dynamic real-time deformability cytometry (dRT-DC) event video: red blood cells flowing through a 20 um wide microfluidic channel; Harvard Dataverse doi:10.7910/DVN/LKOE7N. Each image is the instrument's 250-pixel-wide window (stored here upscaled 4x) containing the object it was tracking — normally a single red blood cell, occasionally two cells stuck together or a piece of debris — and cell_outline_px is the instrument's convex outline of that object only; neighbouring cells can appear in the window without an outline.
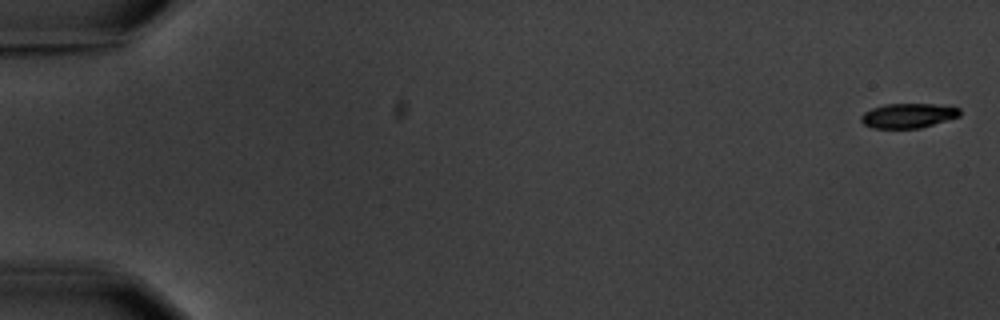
{"species": "common noctule bat (a hibernating species)", "species_latin": "Nyctalus noctula", "temperature_condition": "warm", "stored_images_in_passage": 5, "camera_frame_rate_fps": 3000, "um_per_image_px": 0.085, "animal": {"sex": "male", "body_mass_g": 20.1, "forearm_length_mm": 53.5}, "frame": {"image": 1, "passage_image": 1, "time_ms": 0.0, "image_size_px": [1000, 320], "cell_outline_px": [[960, 116], [920, 128], [872, 128], [864, 124], [860, 120], [860, 116], [864, 112], [872, 108], [884, 104], [932, 104], [960, 108]], "centroid_in_image_um": [77.16, 9.83], "position_along_channel_um": 7.8, "area_um2": 14.1}}
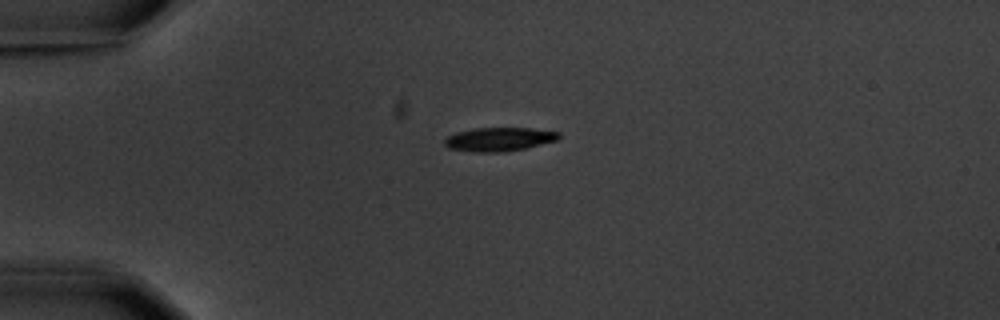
{"frame": {"image": 2, "passage_image": 5, "time_ms": 4.667, "image_size_px": [1000, 320], "cell_outline_px": [[560, 136], [556, 140], [524, 148], [500, 152], [472, 152], [448, 148], [444, 144], [444, 140], [448, 136], [456, 132], [472, 128], [528, 128], [560, 132]], "centroid_in_image_um": [42.37, 11.83], "position_along_channel_um": 42.6, "area_um2": 15.66}}